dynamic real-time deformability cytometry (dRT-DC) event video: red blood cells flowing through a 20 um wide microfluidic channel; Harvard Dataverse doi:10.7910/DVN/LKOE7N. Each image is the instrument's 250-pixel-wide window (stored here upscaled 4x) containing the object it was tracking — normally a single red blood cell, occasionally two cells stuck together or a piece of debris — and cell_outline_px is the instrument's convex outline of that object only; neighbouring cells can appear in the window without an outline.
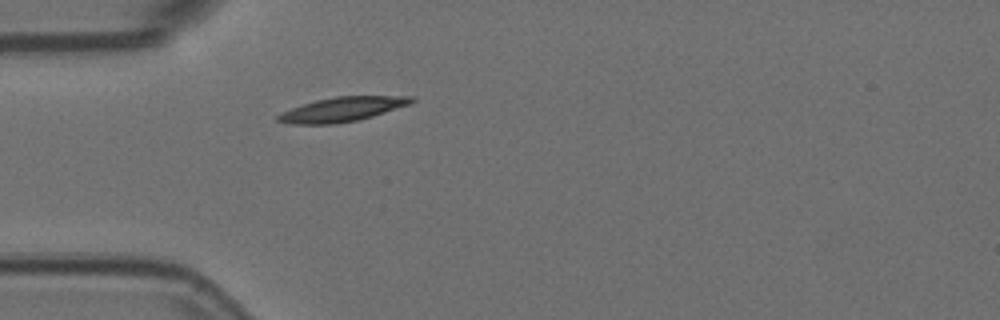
{"species": "Egyptian fruit bat (a non-hibernating species)", "species_latin": "Rousettus aegyptiacus", "temperature_condition": "room temperature", "stored_images_in_passage": 1, "camera_frame_rate_fps": 3000, "um_per_image_px": 0.085, "animal": {"sex": "female"}, "frame": {"image": 1, "passage_image": 1, "time_ms": 0.0, "image_size_px": [1000, 320], "cell_outline_px": [[416, 100], [408, 104], [372, 116], [356, 120], [336, 124], [288, 124], [276, 120], [276, 116], [280, 112], [316, 100], [336, 96], [412, 96]], "centroid_in_image_um": [29.03, 9.29], "position_along_channel_um": 56.0, "area_um2": 18.79}}